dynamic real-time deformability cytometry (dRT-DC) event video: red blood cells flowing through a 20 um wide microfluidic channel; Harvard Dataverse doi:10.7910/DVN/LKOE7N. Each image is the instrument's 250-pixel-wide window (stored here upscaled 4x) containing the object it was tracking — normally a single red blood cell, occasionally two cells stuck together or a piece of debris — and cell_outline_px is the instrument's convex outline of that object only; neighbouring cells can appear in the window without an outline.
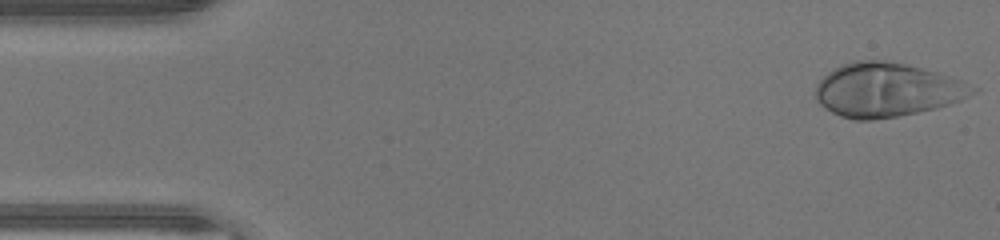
{"species": "human", "species_latin": "Homo sapiens", "temperature_condition": "warm", "stored_images_in_passage": 45, "camera_frame_rate_fps": 3000, "um_per_image_px": 0.085, "donor": {"sex": "male"}, "frame": {"image": 1, "passage_image": 1, "time_ms": 0.0, "image_size_px": [1000, 240], "cell_outline_px": [[980, 88], [960, 100], [936, 108], [896, 116], [872, 120], [856, 120], [840, 116], [832, 112], [820, 104], [816, 100], [816, 84], [832, 68], [840, 64], [852, 60], [884, 60], [904, 64], [936, 72], [960, 80]], "centroid_in_image_um": [75.33, 7.63], "position_along_channel_um": 9.7, "area_um2": 49.01}}
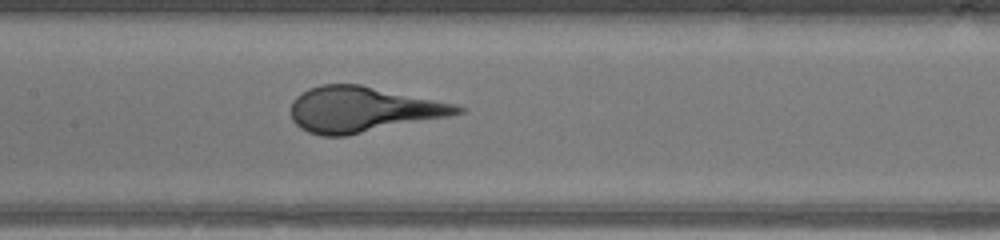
{"frame": {"image": 2, "passage_image": 21, "time_ms": 6.667, "image_size_px": [1000, 240], "cell_outline_px": [[464, 112], [448, 116], [348, 136], [320, 136], [308, 132], [300, 128], [292, 120], [292, 100], [296, 96], [308, 88], [320, 84], [360, 84], [456, 104], [464, 108]], "centroid_in_image_um": [30.79, 9.3], "position_along_channel_um": 176.6, "area_um2": 44.16}}
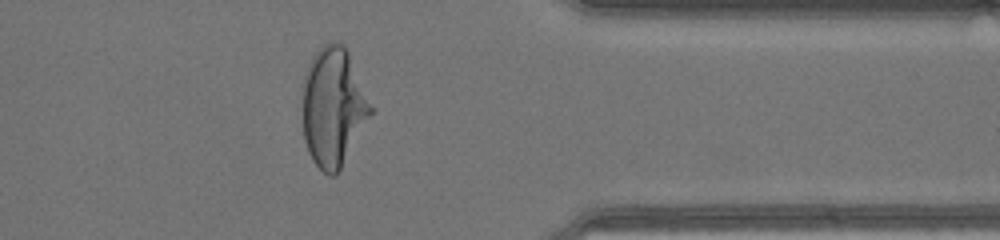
{"frame": {"image": 3, "passage_image": 36, "time_ms": 11.667, "image_size_px": [1000, 240], "cell_outline_px": [[376, 108], [336, 176], [328, 176], [312, 160], [308, 152], [304, 140], [304, 76], [308, 64], [312, 56], [324, 44], [332, 40], [344, 44]], "centroid_in_image_um": [28.38, 9.08], "position_along_channel_um": 383.0, "area_um2": 47.63}}